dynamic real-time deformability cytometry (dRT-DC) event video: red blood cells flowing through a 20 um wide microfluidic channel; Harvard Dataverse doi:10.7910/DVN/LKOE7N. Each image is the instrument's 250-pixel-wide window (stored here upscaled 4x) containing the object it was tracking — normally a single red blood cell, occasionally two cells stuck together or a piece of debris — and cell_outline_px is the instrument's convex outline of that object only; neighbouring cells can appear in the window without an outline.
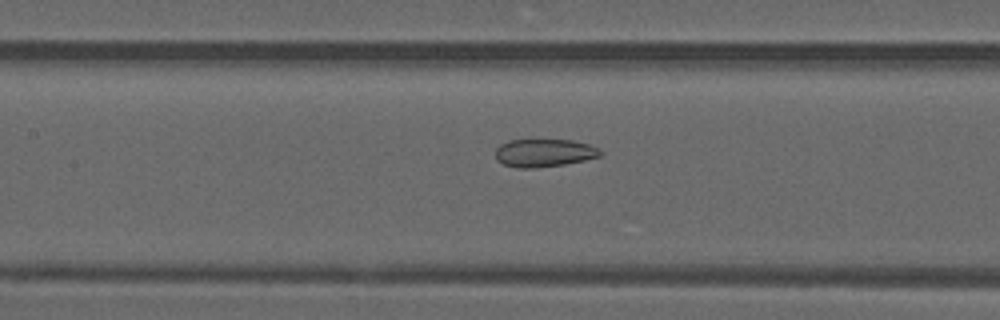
{"species": "common noctule bat (a hibernating species)", "species_latin": "Nyctalus noctula", "temperature_condition": "warm", "stored_images_in_passage": 35, "camera_frame_rate_fps": 3000, "um_per_image_px": 0.085, "animal": {"sex": "male", "forearm_length_mm": 52.5}, "frame": {"image": 1, "passage_image": 9, "time_ms": 2.667, "image_size_px": [1000, 320], "cell_outline_px": [[604, 152], [600, 156], [584, 160], [564, 164], [536, 168], [516, 168], [504, 164], [496, 160], [496, 148], [500, 144], [508, 140], [572, 140], [588, 144], [600, 148]], "centroid_in_image_um": [46.25, 13.0], "position_along_channel_um": 161.1, "area_um2": 17.17}}
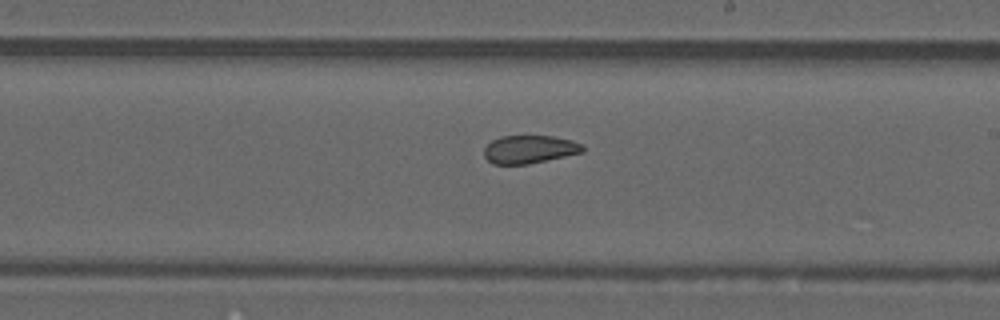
{"frame": {"image": 2, "passage_image": 15, "time_ms": 4.667, "image_size_px": [1000, 320], "cell_outline_px": [[584, 152], [528, 164], [492, 164], [484, 156], [484, 148], [492, 140], [500, 136], [552, 136], [572, 140], [584, 144]], "centroid_in_image_um": [45.02, 12.69], "position_along_channel_um": 244.0, "area_um2": 16.18}}
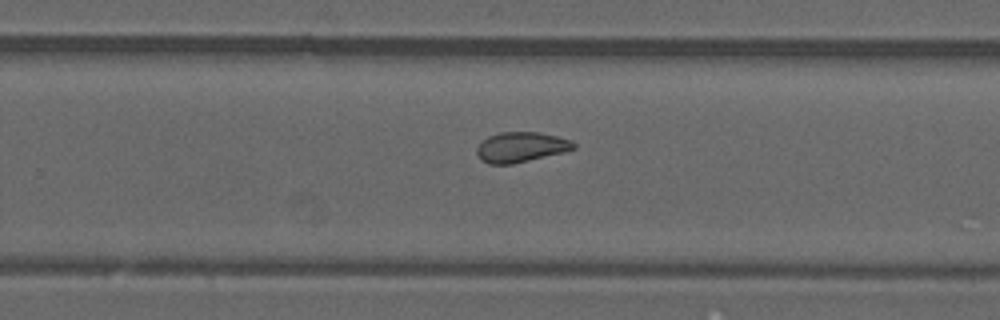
{"frame": {"image": 3, "passage_image": 18, "time_ms": 5.667, "image_size_px": [1000, 320], "cell_outline_px": [[576, 148], [564, 152], [512, 164], [488, 164], [480, 160], [476, 152], [476, 148], [488, 136], [500, 132], [540, 132], [572, 140], [576, 144]], "centroid_in_image_um": [44.28, 12.5], "position_along_channel_um": 285.5, "area_um2": 17.05}, "authors_computed_cell_mechanics": {"area_um2": 17.6868, "velocity_mm_per_s": 4.1745, "shape_relaxation_time_tau1_ms": null, "shape_relaxation_time_tau2_ms": 1.7058, "deformation_change_tau1": null, "deformation_change_tau2": 0.0762}}